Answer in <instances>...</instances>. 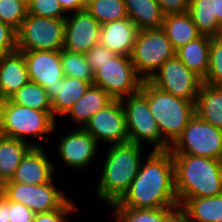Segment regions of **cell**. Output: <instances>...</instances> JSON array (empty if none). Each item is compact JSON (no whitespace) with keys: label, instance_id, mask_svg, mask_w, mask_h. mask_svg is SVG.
I'll list each match as a JSON object with an SVG mask.
<instances>
[{"label":"cell","instance_id":"1","mask_svg":"<svg viewBox=\"0 0 222 222\" xmlns=\"http://www.w3.org/2000/svg\"><path fill=\"white\" fill-rule=\"evenodd\" d=\"M117 203L137 209L179 206L172 153L152 150L145 164L141 163L128 191Z\"/></svg>","mask_w":222,"mask_h":222},{"label":"cell","instance_id":"2","mask_svg":"<svg viewBox=\"0 0 222 222\" xmlns=\"http://www.w3.org/2000/svg\"><path fill=\"white\" fill-rule=\"evenodd\" d=\"M172 156L179 204L187 198L222 194V160L194 155Z\"/></svg>","mask_w":222,"mask_h":222},{"label":"cell","instance_id":"3","mask_svg":"<svg viewBox=\"0 0 222 222\" xmlns=\"http://www.w3.org/2000/svg\"><path fill=\"white\" fill-rule=\"evenodd\" d=\"M142 146L133 142L111 145L108 150L97 193L111 205L128 191L141 165Z\"/></svg>","mask_w":222,"mask_h":222},{"label":"cell","instance_id":"4","mask_svg":"<svg viewBox=\"0 0 222 222\" xmlns=\"http://www.w3.org/2000/svg\"><path fill=\"white\" fill-rule=\"evenodd\" d=\"M140 92L146 97L162 139L171 146L195 115V103L175 97L148 80H143Z\"/></svg>","mask_w":222,"mask_h":222},{"label":"cell","instance_id":"5","mask_svg":"<svg viewBox=\"0 0 222 222\" xmlns=\"http://www.w3.org/2000/svg\"><path fill=\"white\" fill-rule=\"evenodd\" d=\"M52 111H38L13 103L10 99L0 101V134L27 142L24 135L44 138L55 131ZM44 134V135H43Z\"/></svg>","mask_w":222,"mask_h":222},{"label":"cell","instance_id":"6","mask_svg":"<svg viewBox=\"0 0 222 222\" xmlns=\"http://www.w3.org/2000/svg\"><path fill=\"white\" fill-rule=\"evenodd\" d=\"M175 52L162 28L147 29L138 31L130 57L136 73L149 80Z\"/></svg>","mask_w":222,"mask_h":222},{"label":"cell","instance_id":"7","mask_svg":"<svg viewBox=\"0 0 222 222\" xmlns=\"http://www.w3.org/2000/svg\"><path fill=\"white\" fill-rule=\"evenodd\" d=\"M169 151L172 155H194L222 160V130L195 114Z\"/></svg>","mask_w":222,"mask_h":222},{"label":"cell","instance_id":"8","mask_svg":"<svg viewBox=\"0 0 222 222\" xmlns=\"http://www.w3.org/2000/svg\"><path fill=\"white\" fill-rule=\"evenodd\" d=\"M16 33L18 51H61L64 47L65 19L28 14Z\"/></svg>","mask_w":222,"mask_h":222},{"label":"cell","instance_id":"9","mask_svg":"<svg viewBox=\"0 0 222 222\" xmlns=\"http://www.w3.org/2000/svg\"><path fill=\"white\" fill-rule=\"evenodd\" d=\"M129 142L142 146V141L154 143L153 151H167L170 146L162 139L146 97L139 91L122 98Z\"/></svg>","mask_w":222,"mask_h":222},{"label":"cell","instance_id":"10","mask_svg":"<svg viewBox=\"0 0 222 222\" xmlns=\"http://www.w3.org/2000/svg\"><path fill=\"white\" fill-rule=\"evenodd\" d=\"M142 83L130 56L116 54L94 72L93 85L102 88L114 100L139 92Z\"/></svg>","mask_w":222,"mask_h":222},{"label":"cell","instance_id":"11","mask_svg":"<svg viewBox=\"0 0 222 222\" xmlns=\"http://www.w3.org/2000/svg\"><path fill=\"white\" fill-rule=\"evenodd\" d=\"M1 193L7 200L21 203L35 214L59 209L68 200L52 180L40 185L5 182L1 185Z\"/></svg>","mask_w":222,"mask_h":222},{"label":"cell","instance_id":"12","mask_svg":"<svg viewBox=\"0 0 222 222\" xmlns=\"http://www.w3.org/2000/svg\"><path fill=\"white\" fill-rule=\"evenodd\" d=\"M157 88L175 97L196 102L202 79L174 56L168 59L148 80Z\"/></svg>","mask_w":222,"mask_h":222},{"label":"cell","instance_id":"13","mask_svg":"<svg viewBox=\"0 0 222 222\" xmlns=\"http://www.w3.org/2000/svg\"><path fill=\"white\" fill-rule=\"evenodd\" d=\"M96 141H105L109 145L128 142L125 114L120 100H113L96 112L83 127Z\"/></svg>","mask_w":222,"mask_h":222},{"label":"cell","instance_id":"14","mask_svg":"<svg viewBox=\"0 0 222 222\" xmlns=\"http://www.w3.org/2000/svg\"><path fill=\"white\" fill-rule=\"evenodd\" d=\"M101 24L86 10L65 18L63 49L85 54L100 41Z\"/></svg>","mask_w":222,"mask_h":222},{"label":"cell","instance_id":"15","mask_svg":"<svg viewBox=\"0 0 222 222\" xmlns=\"http://www.w3.org/2000/svg\"><path fill=\"white\" fill-rule=\"evenodd\" d=\"M24 55L29 81L44 89L64 78L61 51H20Z\"/></svg>","mask_w":222,"mask_h":222},{"label":"cell","instance_id":"16","mask_svg":"<svg viewBox=\"0 0 222 222\" xmlns=\"http://www.w3.org/2000/svg\"><path fill=\"white\" fill-rule=\"evenodd\" d=\"M60 138L58 150L66 166L81 169L94 159L98 142L80 126Z\"/></svg>","mask_w":222,"mask_h":222},{"label":"cell","instance_id":"17","mask_svg":"<svg viewBox=\"0 0 222 222\" xmlns=\"http://www.w3.org/2000/svg\"><path fill=\"white\" fill-rule=\"evenodd\" d=\"M54 169L42 147H32L22 158L11 180L7 182L45 184L53 179Z\"/></svg>","mask_w":222,"mask_h":222},{"label":"cell","instance_id":"18","mask_svg":"<svg viewBox=\"0 0 222 222\" xmlns=\"http://www.w3.org/2000/svg\"><path fill=\"white\" fill-rule=\"evenodd\" d=\"M138 31L129 17L102 24L99 43L115 54L131 56Z\"/></svg>","mask_w":222,"mask_h":222},{"label":"cell","instance_id":"19","mask_svg":"<svg viewBox=\"0 0 222 222\" xmlns=\"http://www.w3.org/2000/svg\"><path fill=\"white\" fill-rule=\"evenodd\" d=\"M29 81L22 52L16 50L0 56V101L9 99Z\"/></svg>","mask_w":222,"mask_h":222},{"label":"cell","instance_id":"20","mask_svg":"<svg viewBox=\"0 0 222 222\" xmlns=\"http://www.w3.org/2000/svg\"><path fill=\"white\" fill-rule=\"evenodd\" d=\"M92 84L78 78L64 76L57 80L54 86L46 88L47 95L51 100L52 115H66L72 105L82 97ZM56 114V115H55Z\"/></svg>","mask_w":222,"mask_h":222},{"label":"cell","instance_id":"21","mask_svg":"<svg viewBox=\"0 0 222 222\" xmlns=\"http://www.w3.org/2000/svg\"><path fill=\"white\" fill-rule=\"evenodd\" d=\"M210 42V36L200 35L175 52V56L202 80L206 77L209 66Z\"/></svg>","mask_w":222,"mask_h":222},{"label":"cell","instance_id":"22","mask_svg":"<svg viewBox=\"0 0 222 222\" xmlns=\"http://www.w3.org/2000/svg\"><path fill=\"white\" fill-rule=\"evenodd\" d=\"M179 206L180 212L191 222H222V194L187 198Z\"/></svg>","mask_w":222,"mask_h":222},{"label":"cell","instance_id":"23","mask_svg":"<svg viewBox=\"0 0 222 222\" xmlns=\"http://www.w3.org/2000/svg\"><path fill=\"white\" fill-rule=\"evenodd\" d=\"M32 147L40 145L30 144L22 140L6 137L0 134V184L11 180L22 158Z\"/></svg>","mask_w":222,"mask_h":222},{"label":"cell","instance_id":"24","mask_svg":"<svg viewBox=\"0 0 222 222\" xmlns=\"http://www.w3.org/2000/svg\"><path fill=\"white\" fill-rule=\"evenodd\" d=\"M114 99L102 88L91 85L66 113L83 128L89 119Z\"/></svg>","mask_w":222,"mask_h":222},{"label":"cell","instance_id":"25","mask_svg":"<svg viewBox=\"0 0 222 222\" xmlns=\"http://www.w3.org/2000/svg\"><path fill=\"white\" fill-rule=\"evenodd\" d=\"M195 114L222 130V91L217 86L201 84L195 102Z\"/></svg>","mask_w":222,"mask_h":222},{"label":"cell","instance_id":"26","mask_svg":"<svg viewBox=\"0 0 222 222\" xmlns=\"http://www.w3.org/2000/svg\"><path fill=\"white\" fill-rule=\"evenodd\" d=\"M162 29L175 51L201 35L189 12L165 15Z\"/></svg>","mask_w":222,"mask_h":222},{"label":"cell","instance_id":"27","mask_svg":"<svg viewBox=\"0 0 222 222\" xmlns=\"http://www.w3.org/2000/svg\"><path fill=\"white\" fill-rule=\"evenodd\" d=\"M128 17L139 30L162 28L164 14L155 0H124Z\"/></svg>","mask_w":222,"mask_h":222},{"label":"cell","instance_id":"28","mask_svg":"<svg viewBox=\"0 0 222 222\" xmlns=\"http://www.w3.org/2000/svg\"><path fill=\"white\" fill-rule=\"evenodd\" d=\"M110 207L115 210L113 214L118 222H172L180 213V206L137 209L122 207L115 202Z\"/></svg>","mask_w":222,"mask_h":222},{"label":"cell","instance_id":"29","mask_svg":"<svg viewBox=\"0 0 222 222\" xmlns=\"http://www.w3.org/2000/svg\"><path fill=\"white\" fill-rule=\"evenodd\" d=\"M188 12L201 35H217L220 22L215 13L214 0H190Z\"/></svg>","mask_w":222,"mask_h":222},{"label":"cell","instance_id":"30","mask_svg":"<svg viewBox=\"0 0 222 222\" xmlns=\"http://www.w3.org/2000/svg\"><path fill=\"white\" fill-rule=\"evenodd\" d=\"M9 99L15 104L38 111H52L51 100L46 89L32 81H28Z\"/></svg>","mask_w":222,"mask_h":222},{"label":"cell","instance_id":"31","mask_svg":"<svg viewBox=\"0 0 222 222\" xmlns=\"http://www.w3.org/2000/svg\"><path fill=\"white\" fill-rule=\"evenodd\" d=\"M85 9L101 25L128 17L124 0H86Z\"/></svg>","mask_w":222,"mask_h":222},{"label":"cell","instance_id":"32","mask_svg":"<svg viewBox=\"0 0 222 222\" xmlns=\"http://www.w3.org/2000/svg\"><path fill=\"white\" fill-rule=\"evenodd\" d=\"M60 58L64 76L89 81L93 85L94 71L83 53L62 49Z\"/></svg>","mask_w":222,"mask_h":222},{"label":"cell","instance_id":"33","mask_svg":"<svg viewBox=\"0 0 222 222\" xmlns=\"http://www.w3.org/2000/svg\"><path fill=\"white\" fill-rule=\"evenodd\" d=\"M28 15V6L24 0H0V21L16 31Z\"/></svg>","mask_w":222,"mask_h":222},{"label":"cell","instance_id":"34","mask_svg":"<svg viewBox=\"0 0 222 222\" xmlns=\"http://www.w3.org/2000/svg\"><path fill=\"white\" fill-rule=\"evenodd\" d=\"M222 80V41L211 37L209 66L203 83L216 86Z\"/></svg>","mask_w":222,"mask_h":222},{"label":"cell","instance_id":"35","mask_svg":"<svg viewBox=\"0 0 222 222\" xmlns=\"http://www.w3.org/2000/svg\"><path fill=\"white\" fill-rule=\"evenodd\" d=\"M27 6L30 15L56 19L67 17L58 0H32Z\"/></svg>","mask_w":222,"mask_h":222},{"label":"cell","instance_id":"36","mask_svg":"<svg viewBox=\"0 0 222 222\" xmlns=\"http://www.w3.org/2000/svg\"><path fill=\"white\" fill-rule=\"evenodd\" d=\"M87 62L91 66L92 70L97 71L101 65H103L107 61H111V59L116 55L113 51L104 47L102 44L98 43L94 47H92L85 54Z\"/></svg>","mask_w":222,"mask_h":222},{"label":"cell","instance_id":"37","mask_svg":"<svg viewBox=\"0 0 222 222\" xmlns=\"http://www.w3.org/2000/svg\"><path fill=\"white\" fill-rule=\"evenodd\" d=\"M74 209H76L74 203L68 199L59 209L35 214L32 222H68L65 215L70 214Z\"/></svg>","mask_w":222,"mask_h":222},{"label":"cell","instance_id":"38","mask_svg":"<svg viewBox=\"0 0 222 222\" xmlns=\"http://www.w3.org/2000/svg\"><path fill=\"white\" fill-rule=\"evenodd\" d=\"M17 50V33L11 26L0 21V56Z\"/></svg>","mask_w":222,"mask_h":222},{"label":"cell","instance_id":"39","mask_svg":"<svg viewBox=\"0 0 222 222\" xmlns=\"http://www.w3.org/2000/svg\"><path fill=\"white\" fill-rule=\"evenodd\" d=\"M35 213L27 206L9 201V216L10 222H32Z\"/></svg>","mask_w":222,"mask_h":222},{"label":"cell","instance_id":"40","mask_svg":"<svg viewBox=\"0 0 222 222\" xmlns=\"http://www.w3.org/2000/svg\"><path fill=\"white\" fill-rule=\"evenodd\" d=\"M164 15L185 13L189 11L190 0H155Z\"/></svg>","mask_w":222,"mask_h":222},{"label":"cell","instance_id":"41","mask_svg":"<svg viewBox=\"0 0 222 222\" xmlns=\"http://www.w3.org/2000/svg\"><path fill=\"white\" fill-rule=\"evenodd\" d=\"M63 10L66 12L69 11H81L86 7V0H58Z\"/></svg>","mask_w":222,"mask_h":222},{"label":"cell","instance_id":"42","mask_svg":"<svg viewBox=\"0 0 222 222\" xmlns=\"http://www.w3.org/2000/svg\"><path fill=\"white\" fill-rule=\"evenodd\" d=\"M9 200L0 192V222H10Z\"/></svg>","mask_w":222,"mask_h":222},{"label":"cell","instance_id":"43","mask_svg":"<svg viewBox=\"0 0 222 222\" xmlns=\"http://www.w3.org/2000/svg\"><path fill=\"white\" fill-rule=\"evenodd\" d=\"M215 13L218 21L222 22V0H214Z\"/></svg>","mask_w":222,"mask_h":222},{"label":"cell","instance_id":"44","mask_svg":"<svg viewBox=\"0 0 222 222\" xmlns=\"http://www.w3.org/2000/svg\"><path fill=\"white\" fill-rule=\"evenodd\" d=\"M172 222H191L181 212L172 220Z\"/></svg>","mask_w":222,"mask_h":222},{"label":"cell","instance_id":"45","mask_svg":"<svg viewBox=\"0 0 222 222\" xmlns=\"http://www.w3.org/2000/svg\"><path fill=\"white\" fill-rule=\"evenodd\" d=\"M218 40L222 41V22L220 23L219 25V28H218V33L217 35L215 36Z\"/></svg>","mask_w":222,"mask_h":222},{"label":"cell","instance_id":"46","mask_svg":"<svg viewBox=\"0 0 222 222\" xmlns=\"http://www.w3.org/2000/svg\"><path fill=\"white\" fill-rule=\"evenodd\" d=\"M216 86L222 91V80Z\"/></svg>","mask_w":222,"mask_h":222},{"label":"cell","instance_id":"47","mask_svg":"<svg viewBox=\"0 0 222 222\" xmlns=\"http://www.w3.org/2000/svg\"><path fill=\"white\" fill-rule=\"evenodd\" d=\"M27 4L29 3V2H31L32 0H24Z\"/></svg>","mask_w":222,"mask_h":222}]
</instances>
